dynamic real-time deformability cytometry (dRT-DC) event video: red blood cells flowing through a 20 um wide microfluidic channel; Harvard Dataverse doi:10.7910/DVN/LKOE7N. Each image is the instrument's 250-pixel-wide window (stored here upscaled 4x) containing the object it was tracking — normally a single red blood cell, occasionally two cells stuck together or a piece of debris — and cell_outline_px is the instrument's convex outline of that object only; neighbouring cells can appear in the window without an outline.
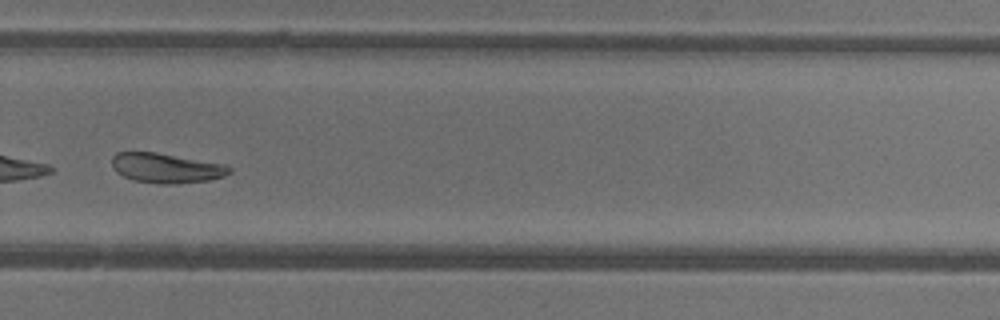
{"species": "common noctule bat (a hibernating species)", "species_latin": "Nyctalus noctula", "temperature_condition": "warm", "stored_images_in_passage": 45, "camera_frame_rate_fps": 3000, "um_per_image_px": 0.085, "animal": {"sex": "female"}, "frame": {"image": 1, "passage_image": 32, "time_ms": 10.333, "image_size_px": [1000, 320], "cell_outline_px": [[232, 172], [224, 176], [212, 180], [176, 184], [156, 184], [132, 180], [116, 172], [112, 168], [112, 156], [116, 152], [156, 152], [228, 164], [232, 168]], "centroid_in_image_um": [14.17, 14.29], "position_along_channel_um": 315.6, "area_um2": 20.87}}